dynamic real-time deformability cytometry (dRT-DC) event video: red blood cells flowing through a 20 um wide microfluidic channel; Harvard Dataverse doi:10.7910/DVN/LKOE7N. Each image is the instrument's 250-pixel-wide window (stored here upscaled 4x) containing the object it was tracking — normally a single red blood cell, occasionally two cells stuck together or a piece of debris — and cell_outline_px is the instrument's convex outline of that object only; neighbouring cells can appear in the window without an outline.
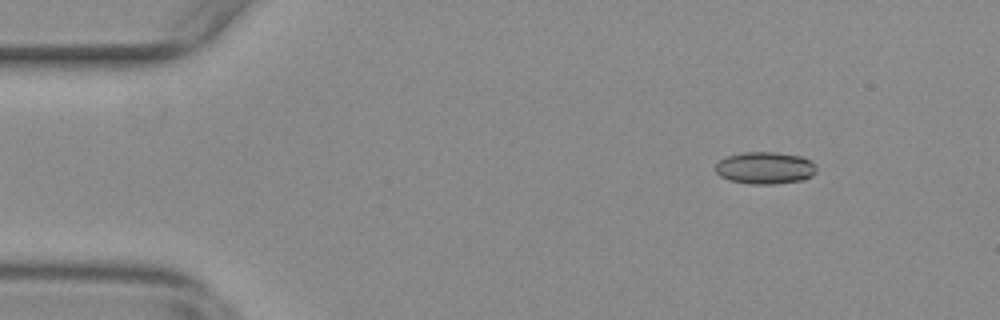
{"species": "common noctule bat (a hibernating species)", "species_latin": "Nyctalus noctula", "temperature_condition": "warm", "stored_images_in_passage": 56, "camera_frame_rate_fps": 3000, "um_per_image_px": 0.085, "animal": {"sex": "female", "body_mass_g": 29.2, "forearm_length_mm": 56.3}, "frame": {"image": 1, "passage_image": 7, "time_ms": 2.0, "image_size_px": [1000, 320], "cell_outline_px": [[816, 172], [812, 176], [804, 180], [776, 184], [752, 184], [728, 180], [720, 176], [716, 172], [716, 164], [720, 160], [728, 156], [744, 152], [776, 152], [800, 156], [816, 164]], "centroid_in_image_um": [65.05, 14.28], "position_along_channel_um": 20.0, "area_um2": 18.96}}
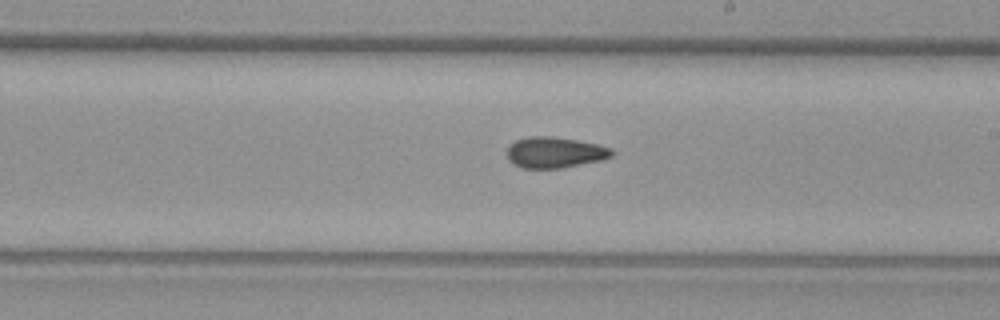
{"frame": {"image": 2, "passage_image": 32, "time_ms": 10.333, "image_size_px": [1000, 320], "cell_outline_px": [[612, 156], [600, 160], [564, 168], [520, 168], [512, 164], [508, 160], [508, 144], [516, 140], [528, 136], [552, 136], [576, 140], [596, 144], [612, 148]], "centroid_in_image_um": [47.11, 12.96], "position_along_channel_um": 241.9, "area_um2": 18.96}}
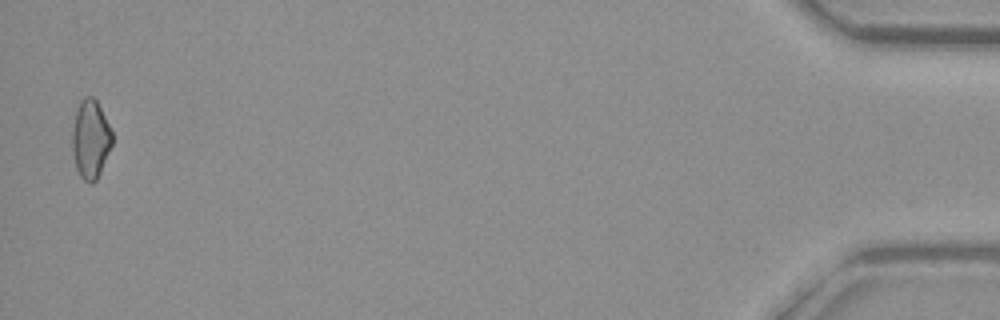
{"frame": {"image": 3, "passage_image": 55, "time_ms": 18.0, "image_size_px": [1000, 320], "cell_outline_px": [[112, 144], [100, 172], [96, 180], [92, 184], [88, 184], [80, 176], [76, 168], [72, 148], [72, 132], [76, 112], [80, 100], [84, 96], [92, 96], [96, 100], [112, 132]], "centroid_in_image_um": [7.68, 11.85], "position_along_channel_um": 427.5, "area_um2": 18.09}, "authors_computed_cell_mechanics": {"area_um2": 18.6116, "velocity_mm_per_s": 3.7148, "shape_relaxation_time_tau1_ms": null, "shape_relaxation_time_tau2_ms": 2.6396, "deformation_change_tau1": null, "deformation_change_tau2": 0.0733}}